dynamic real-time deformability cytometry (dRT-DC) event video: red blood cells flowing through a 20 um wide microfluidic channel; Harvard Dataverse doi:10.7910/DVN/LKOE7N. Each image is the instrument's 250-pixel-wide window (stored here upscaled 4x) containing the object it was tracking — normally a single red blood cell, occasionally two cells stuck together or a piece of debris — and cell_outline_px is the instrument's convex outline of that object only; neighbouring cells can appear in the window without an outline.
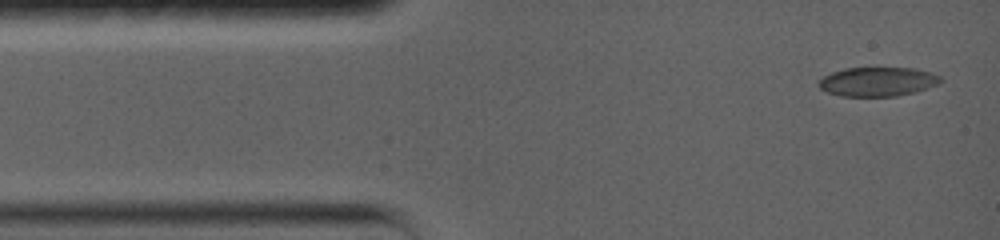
{"species": "common noctule bat (a hibernating species)", "species_latin": "Nyctalus noctula", "temperature_condition": "warm", "stored_images_in_passage": 18, "camera_frame_rate_fps": 5000, "um_per_image_px": 0.085, "animal": {"sex": "female", "body_mass_g": 19.0, "forearm_length_mm": 56.7}, "frame": {"image": 1, "passage_image": 1, "time_ms": 0.0, "image_size_px": [1000, 240], "cell_outline_px": [[944, 80], [940, 84], [916, 92], [896, 96], [840, 96], [828, 92], [820, 88], [816, 84], [824, 76], [832, 72], [844, 68], [916, 68], [932, 72], [940, 76]], "centroid_in_image_um": [74.65, 6.94], "position_along_channel_um": 10.4, "area_um2": 20.92}}
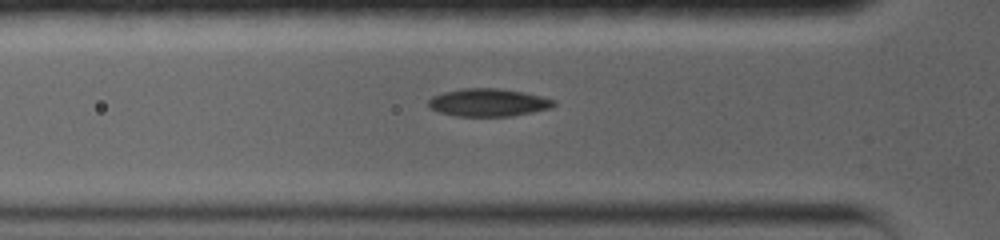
{"frame": {"image": 2, "passage_image": 11, "time_ms": 3.6, "image_size_px": [1000, 240], "cell_outline_px": [[556, 104], [552, 108], [512, 116], [456, 116], [440, 112], [428, 108], [428, 100], [432, 96], [444, 92], [464, 88], [500, 88], [524, 92], [556, 100]], "centroid_in_image_um": [41.51, 8.71], "position_along_channel_um": 84.3, "area_um2": 20.4}}
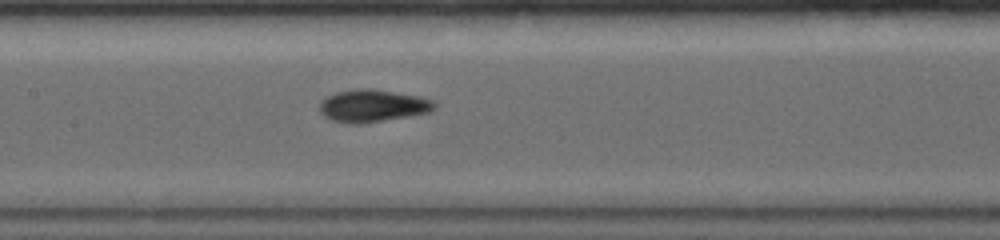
{"frame": {"image": 3, "passage_image": 18, "time_ms": 6.0, "image_size_px": [1000, 240], "cell_outline_px": [[436, 108], [428, 112], [356, 124], [332, 120], [324, 116], [320, 112], [320, 100], [336, 92], [356, 88], [372, 88], [420, 96], [432, 100], [436, 104]], "centroid_in_image_um": [31.65, 8.96], "position_along_channel_um": 175.8, "area_um2": 21.39}}